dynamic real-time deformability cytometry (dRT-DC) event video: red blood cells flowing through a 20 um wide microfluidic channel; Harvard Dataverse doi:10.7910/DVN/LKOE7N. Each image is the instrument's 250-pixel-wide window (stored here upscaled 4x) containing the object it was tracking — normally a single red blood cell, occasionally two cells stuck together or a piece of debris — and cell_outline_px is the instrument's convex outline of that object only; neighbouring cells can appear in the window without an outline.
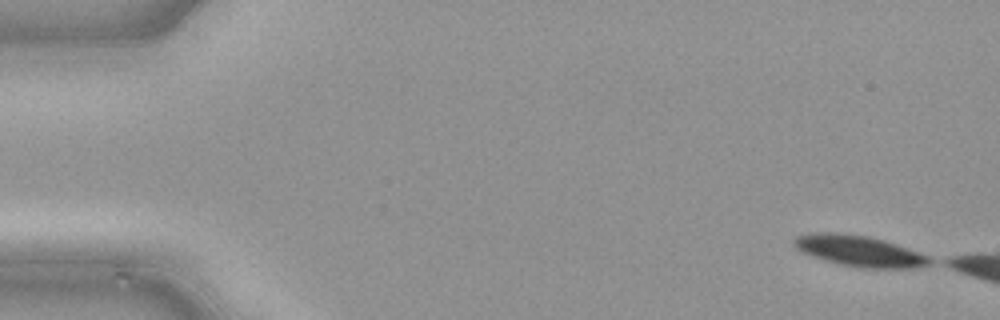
{"species": "common noctule bat (a hibernating species)", "species_latin": "Nyctalus noctula", "temperature_condition": "cold", "stored_images_in_passage": 6, "camera_frame_rate_fps": 3000, "um_per_image_px": 0.085, "animal": {"sex": "male", "body_mass_g": 21.5, "forearm_length_mm": 52.0}, "frame": {"image": 1, "passage_image": 1, "time_ms": 0.0, "image_size_px": [1000, 320], "cell_outline_px": [[936, 260], [928, 264], [908, 268], [872, 268], [844, 264], [828, 260], [804, 252], [796, 248], [792, 240], [796, 236], [812, 232], [844, 232], [868, 236], [884, 240], [920, 252]], "centroid_in_image_um": [73.07, 21.29], "position_along_channel_um": 11.9, "area_um2": 24.04}}